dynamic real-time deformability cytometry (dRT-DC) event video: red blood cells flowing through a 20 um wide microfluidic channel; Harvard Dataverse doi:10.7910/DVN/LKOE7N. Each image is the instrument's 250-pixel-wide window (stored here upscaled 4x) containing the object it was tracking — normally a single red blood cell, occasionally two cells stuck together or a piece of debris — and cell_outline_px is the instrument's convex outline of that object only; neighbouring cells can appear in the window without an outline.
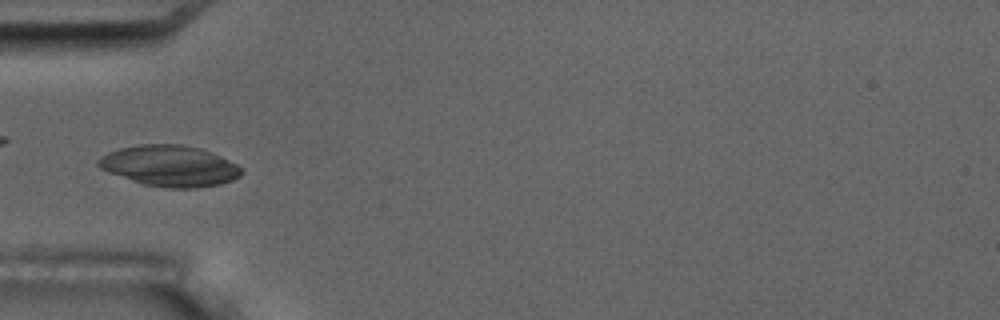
{"species": "common noctule bat (a hibernating species)", "species_latin": "Nyctalus noctula", "temperature_condition": "room temperature", "stored_images_in_passage": 5, "camera_frame_rate_fps": 3000, "um_per_image_px": 0.085, "animal": {"sex": "male", "body_mass_g": 17.5, "forearm_length_mm": 52.3}, "frame": {"image": 1, "passage_image": 4, "time_ms": 4.333, "image_size_px": [1000, 320], "cell_outline_px": [[244, 172], [240, 176], [232, 180], [220, 184], [196, 188], [164, 188], [144, 184], [108, 172], [100, 168], [96, 164], [96, 160], [100, 156], [108, 152], [120, 148], [140, 144], [180, 144], [200, 148], [220, 156], [244, 168]], "centroid_in_image_um": [14.42, 14.1], "position_along_channel_um": 70.6, "area_um2": 34.28}}